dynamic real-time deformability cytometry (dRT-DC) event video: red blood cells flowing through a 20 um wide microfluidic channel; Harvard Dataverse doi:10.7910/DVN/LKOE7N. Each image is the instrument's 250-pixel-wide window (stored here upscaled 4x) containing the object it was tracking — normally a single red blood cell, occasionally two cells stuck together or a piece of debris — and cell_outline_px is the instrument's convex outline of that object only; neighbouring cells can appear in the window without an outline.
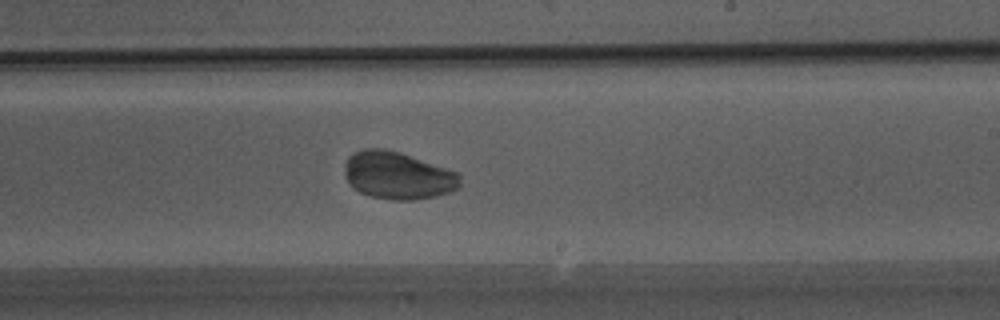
{"species": "Egyptian fruit bat (a non-hibernating species)", "species_latin": "Rousettus aegyptiacus", "temperature_condition": "warm", "stored_images_in_passage": 45, "camera_frame_rate_fps": 3000, "um_per_image_px": 0.085, "animal": {"sex": "male"}, "frame": {"image": 1, "passage_image": 27, "time_ms": 8.667, "image_size_px": [1000, 320], "cell_outline_px": [[460, 188], [436, 196], [416, 200], [392, 200], [372, 196], [360, 192], [352, 188], [344, 172], [344, 164], [348, 156], [352, 152], [364, 148], [384, 148], [400, 152], [460, 172]], "centroid_in_image_um": [33.82, 14.9], "position_along_channel_um": 255.2, "area_um2": 32.37}}
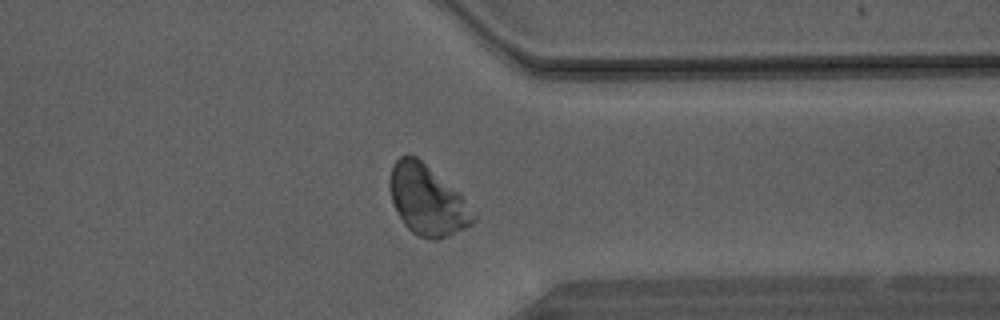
{"frame": {"image": 2, "passage_image": 35, "time_ms": 11.333, "image_size_px": [1000, 320], "cell_outline_px": [[476, 220], [472, 224], [448, 236], [436, 240], [432, 240], [420, 236], [412, 232], [404, 224], [392, 200], [388, 188], [388, 180], [392, 164], [400, 156], [416, 156], [456, 192], [464, 200], [476, 216]], "centroid_in_image_um": [36.27, 17.03], "position_along_channel_um": 375.1, "area_um2": 33.29}}
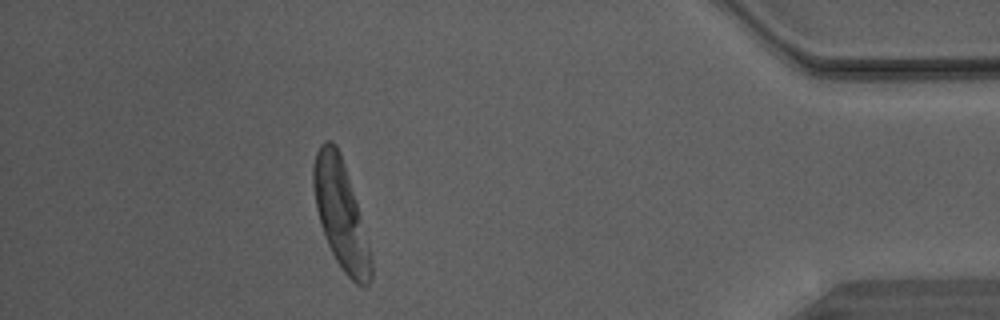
{"frame": {"image": 3, "passage_image": 40, "time_ms": 13.0, "image_size_px": [1000, 320], "cell_outline_px": [[372, 280], [368, 288], [360, 288], [344, 272], [336, 260], [324, 236], [320, 224], [316, 208], [312, 184], [312, 168], [316, 152], [320, 144], [324, 140], [332, 140], [336, 144], [340, 152], [368, 240], [372, 260]], "centroid_in_image_um": [28.96, 18.26], "position_along_channel_um": 406.2, "area_um2": 36.3}}